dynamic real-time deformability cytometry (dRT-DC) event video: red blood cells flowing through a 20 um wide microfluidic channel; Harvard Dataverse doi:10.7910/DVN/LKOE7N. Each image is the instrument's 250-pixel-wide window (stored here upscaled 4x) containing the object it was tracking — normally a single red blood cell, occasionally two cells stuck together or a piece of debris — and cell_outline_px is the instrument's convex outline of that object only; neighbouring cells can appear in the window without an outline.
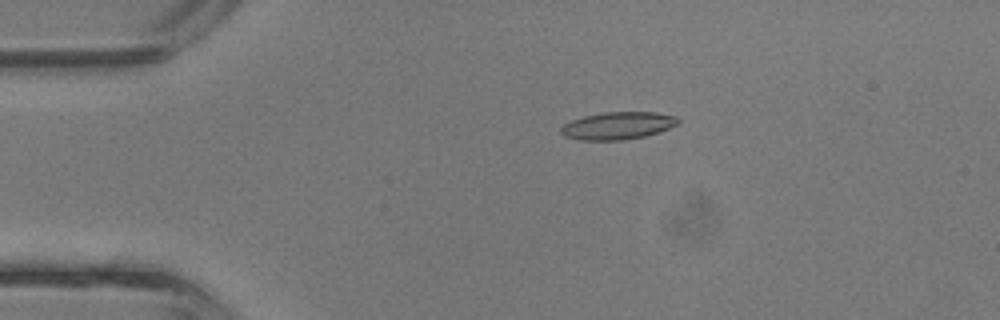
{"species": "common noctule bat (a hibernating species)", "species_latin": "Nyctalus noctula", "temperature_condition": "room temperature", "stored_images_in_passage": 6, "camera_frame_rate_fps": 3000, "um_per_image_px": 0.085, "animal": {"sex": "male", "body_mass_g": 13.3}, "frame": {"image": 1, "passage_image": 6, "time_ms": 1.667, "image_size_px": [1000, 320], "cell_outline_px": [[680, 124], [644, 136], [624, 140], [580, 140], [564, 136], [560, 132], [560, 128], [564, 124], [572, 120], [584, 116], [604, 112], [656, 112], [676, 116], [680, 120]], "centroid_in_image_um": [52.51, 10.68], "position_along_channel_um": 32.5, "area_um2": 18.73}}